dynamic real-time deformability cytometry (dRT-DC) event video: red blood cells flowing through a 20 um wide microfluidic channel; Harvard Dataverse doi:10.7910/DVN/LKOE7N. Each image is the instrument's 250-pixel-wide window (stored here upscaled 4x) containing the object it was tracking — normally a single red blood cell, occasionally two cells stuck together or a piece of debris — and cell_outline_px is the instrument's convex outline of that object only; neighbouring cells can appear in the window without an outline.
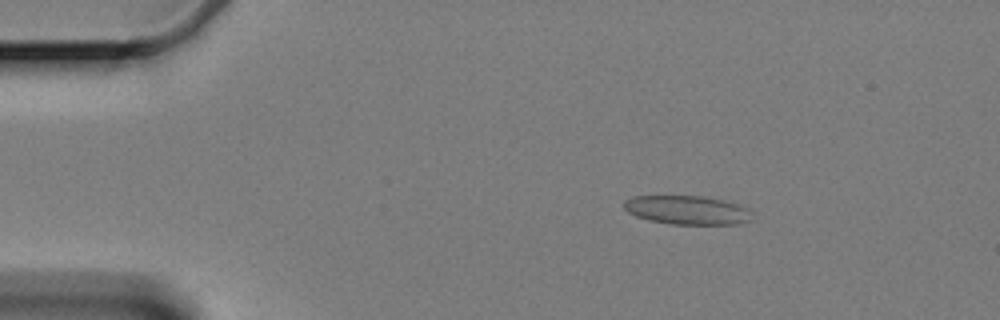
{"species": "Egyptian fruit bat (a non-hibernating species)", "species_latin": "Rousettus aegyptiacus", "temperature_condition": "cold", "stored_images_in_passage": 61, "camera_frame_rate_fps": 3000, "um_per_image_px": 0.085, "animal": {"sex": "female"}, "frame": {"image": 1, "passage_image": 10, "time_ms": 3.0, "image_size_px": [1000, 320], "cell_outline_px": [[748, 220], [732, 224], [672, 224], [652, 220], [636, 216], [628, 212], [624, 208], [624, 200], [632, 196], [704, 196], [724, 200], [748, 208]], "centroid_in_image_um": [58.33, 17.84], "position_along_channel_um": 26.7, "area_um2": 21.1}}
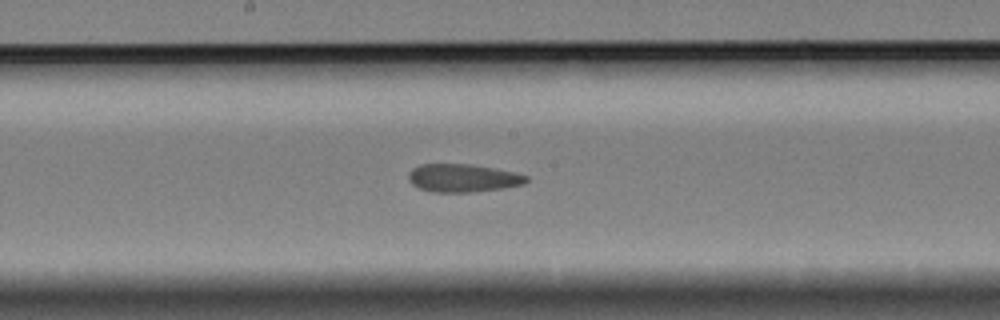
{"frame": {"image": 2, "passage_image": 32, "time_ms": 10.333, "image_size_px": [1000, 320], "cell_outline_px": [[528, 180], [524, 184], [504, 188], [472, 192], [432, 192], [420, 188], [412, 184], [408, 180], [408, 172], [412, 168], [420, 164], [472, 164], [512, 172], [528, 176]], "centroid_in_image_um": [39.31, 15.13], "position_along_channel_um": 208.9, "area_um2": 19.25}}
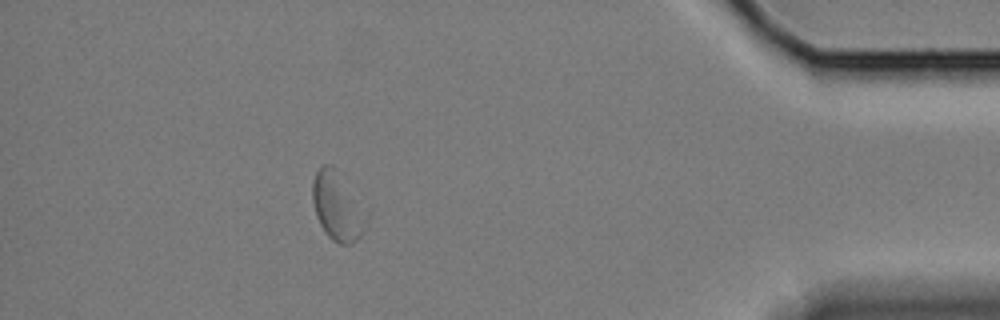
{"frame": {"image": 3, "passage_image": 54, "time_ms": 17.667, "image_size_px": [1000, 320], "cell_outline_px": [[364, 228], [360, 236], [352, 244], [340, 244], [332, 240], [324, 232], [316, 216], [312, 200], [312, 180], [316, 172], [324, 164], [332, 164], [336, 168]], "centroid_in_image_um": [28.47, 17.57], "position_along_channel_um": 406.7, "area_um2": 19.19}, "authors_computed_cell_mechanics": {"area_um2": 20.4034, "velocity_mm_per_s": 3.3217, "shape_relaxation_time_tau1_ms": null, "shape_relaxation_time_tau2_ms": 3.2061, "deformation_change_tau1": null, "deformation_change_tau2": 0.0931}}